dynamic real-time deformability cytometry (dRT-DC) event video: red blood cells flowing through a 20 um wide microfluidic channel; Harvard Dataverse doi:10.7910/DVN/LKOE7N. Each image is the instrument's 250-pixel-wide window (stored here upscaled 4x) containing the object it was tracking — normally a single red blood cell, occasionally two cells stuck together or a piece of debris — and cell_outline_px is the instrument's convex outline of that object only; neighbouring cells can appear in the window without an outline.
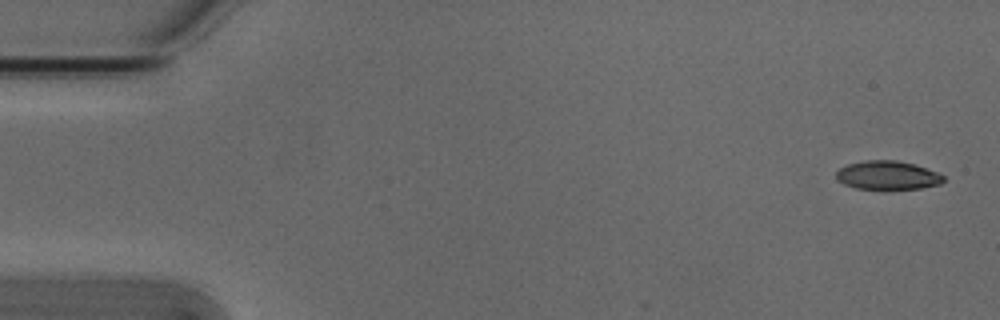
{"species": "Egyptian fruit bat (a non-hibernating species)", "species_latin": "Rousettus aegyptiacus", "temperature_condition": "cold", "stored_images_in_passage": 5, "camera_frame_rate_fps": 3000, "um_per_image_px": 0.085, "animal": {"sex": "male"}, "frame": {"image": 1, "passage_image": 1, "time_ms": 0.0, "image_size_px": [1000, 320], "cell_outline_px": [[944, 180], [940, 184], [920, 188], [856, 188], [844, 184], [836, 180], [836, 172], [840, 168], [848, 164], [864, 160], [896, 160], [912, 164], [936, 172], [944, 176]], "centroid_in_image_um": [75.4, 14.89], "position_along_channel_um": 9.6, "area_um2": 17.57}}
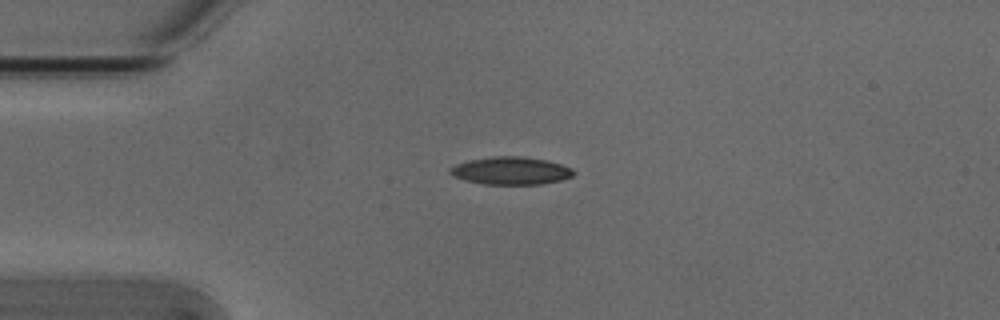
{"frame": {"image": 2, "passage_image": 4, "time_ms": 1.0, "image_size_px": [1000, 320], "cell_outline_px": [[576, 172], [572, 176], [560, 180], [540, 184], [484, 184], [452, 176], [448, 172], [448, 168], [456, 164], [468, 160], [492, 156], [520, 156], [544, 160], [560, 164], [572, 168]], "centroid_in_image_um": [43.39, 14.5], "position_along_channel_um": 41.6, "area_um2": 19.83}}